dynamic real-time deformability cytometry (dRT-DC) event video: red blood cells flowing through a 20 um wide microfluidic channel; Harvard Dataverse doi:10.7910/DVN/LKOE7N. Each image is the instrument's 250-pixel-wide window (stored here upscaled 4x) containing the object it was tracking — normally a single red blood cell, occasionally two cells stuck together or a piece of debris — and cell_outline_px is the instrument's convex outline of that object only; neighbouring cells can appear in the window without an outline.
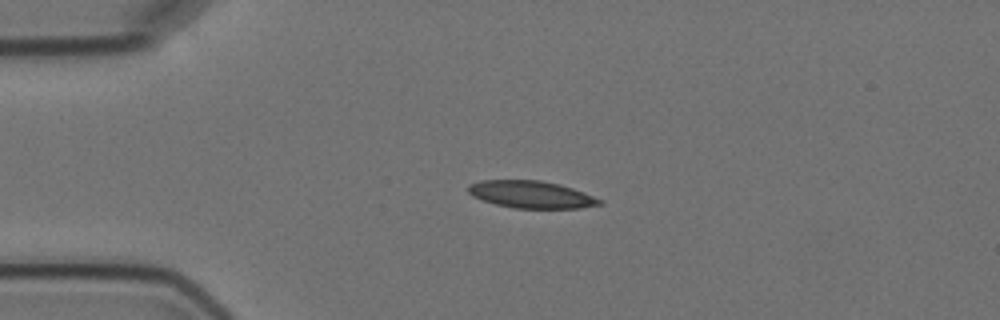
{"species": "Egyptian fruit bat (a non-hibernating species)", "species_latin": "Rousettus aegyptiacus", "temperature_condition": "cold", "stored_images_in_passage": 5, "camera_frame_rate_fps": 3000, "um_per_image_px": 0.085, "animal": {"sex": "female"}, "frame": {"image": 1, "passage_image": 3, "time_ms": 2.333, "image_size_px": [1000, 320], "cell_outline_px": [[604, 204], [580, 208], [512, 208], [496, 204], [472, 196], [468, 192], [468, 184], [484, 180], [540, 180], [560, 184], [584, 192], [604, 200]], "centroid_in_image_um": [45.19, 16.53], "position_along_channel_um": 39.8, "area_um2": 20.92}}
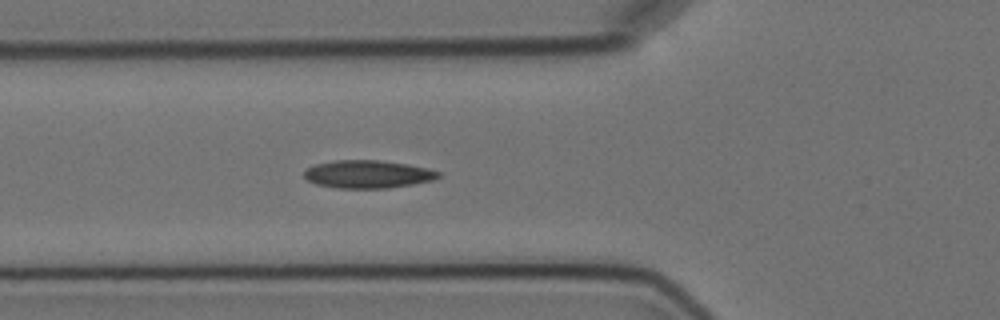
{"frame": {"image": 2, "passage_image": 5, "time_ms": 4.667, "image_size_px": [1000, 320], "cell_outline_px": [[440, 176], [432, 180], [412, 184], [388, 188], [336, 188], [316, 184], [308, 180], [304, 176], [304, 172], [308, 168], [316, 164], [336, 160], [380, 160], [408, 164], [428, 168], [440, 172]], "centroid_in_image_um": [31.27, 14.8], "position_along_channel_um": 94.5, "area_um2": 21.73}}